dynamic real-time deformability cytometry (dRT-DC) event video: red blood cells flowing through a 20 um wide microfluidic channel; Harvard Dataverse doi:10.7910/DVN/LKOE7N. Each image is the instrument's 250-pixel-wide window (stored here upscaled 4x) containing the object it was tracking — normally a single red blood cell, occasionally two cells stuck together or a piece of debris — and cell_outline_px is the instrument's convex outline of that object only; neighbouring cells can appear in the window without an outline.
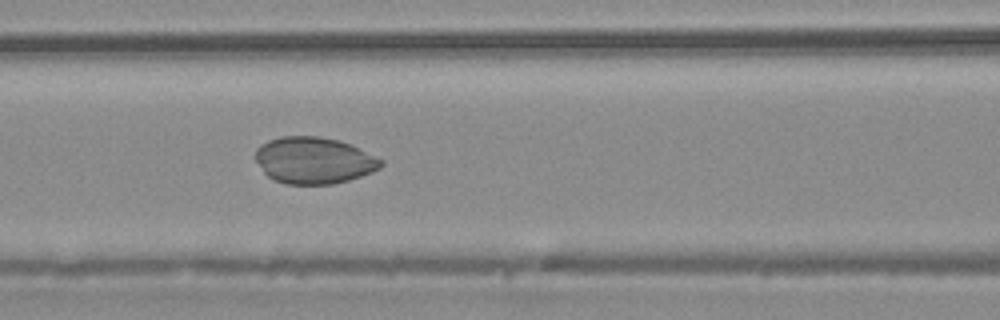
{"species": "common noctule bat (a hibernating species)", "species_latin": "Nyctalus noctula", "temperature_condition": "warm", "stored_images_in_passage": 46, "camera_frame_rate_fps": 3000, "um_per_image_px": 0.085, "animal": {"sex": "male", "body_mass_g": 20.4}, "frame": {"image": 1, "passage_image": 20, "time_ms": 6.333, "image_size_px": [1000, 320], "cell_outline_px": [[384, 164], [380, 168], [372, 172], [348, 180], [332, 184], [284, 184], [272, 180], [264, 172], [256, 160], [256, 148], [260, 144], [268, 140], [280, 136], [320, 136], [340, 140], [384, 160]], "centroid_in_image_um": [26.67, 13.63], "position_along_channel_um": 139.9, "area_um2": 34.22}}
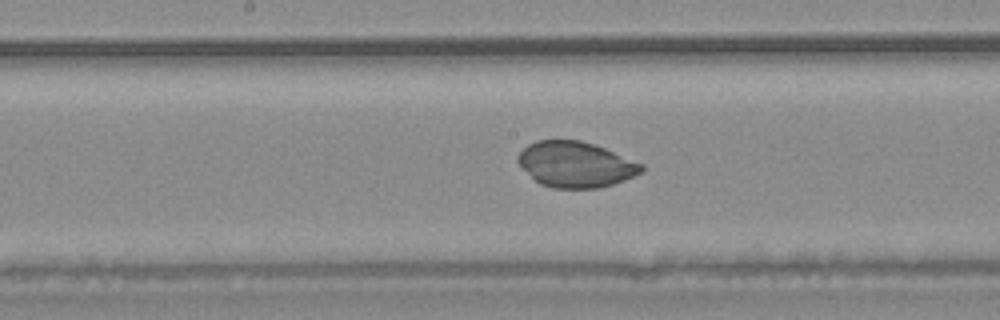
{"frame": {"image": 2, "passage_image": 24, "time_ms": 7.667, "image_size_px": [1000, 320], "cell_outline_px": [[644, 168], [640, 172], [624, 180], [612, 184], [596, 188], [552, 188], [540, 184], [516, 160], [516, 156], [528, 144], [536, 140], [580, 140], [604, 148], [644, 164]], "centroid_in_image_um": [48.92, 13.97], "position_along_channel_um": 199.3, "area_um2": 32.48}}
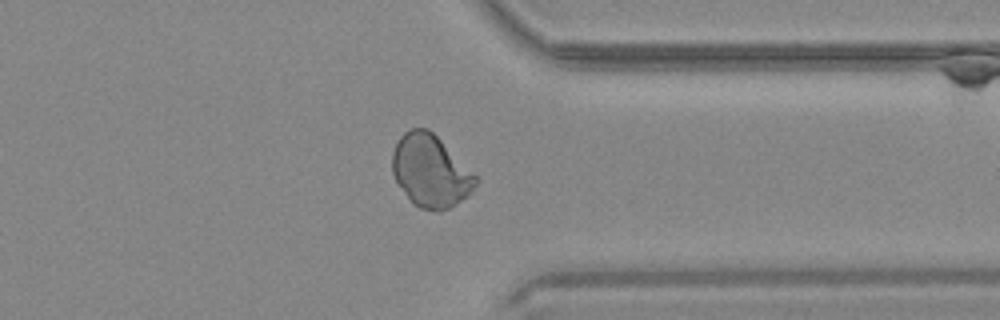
{"frame": {"image": 3, "passage_image": 36, "time_ms": 11.667, "image_size_px": [1000, 320], "cell_outline_px": [[480, 180], [472, 192], [468, 196], [448, 208], [420, 208], [412, 204], [396, 180], [392, 172], [392, 152], [400, 136], [404, 132], [412, 128], [428, 128]], "centroid_in_image_um": [36.58, 14.52], "position_along_channel_um": 374.8, "area_um2": 34.45}}